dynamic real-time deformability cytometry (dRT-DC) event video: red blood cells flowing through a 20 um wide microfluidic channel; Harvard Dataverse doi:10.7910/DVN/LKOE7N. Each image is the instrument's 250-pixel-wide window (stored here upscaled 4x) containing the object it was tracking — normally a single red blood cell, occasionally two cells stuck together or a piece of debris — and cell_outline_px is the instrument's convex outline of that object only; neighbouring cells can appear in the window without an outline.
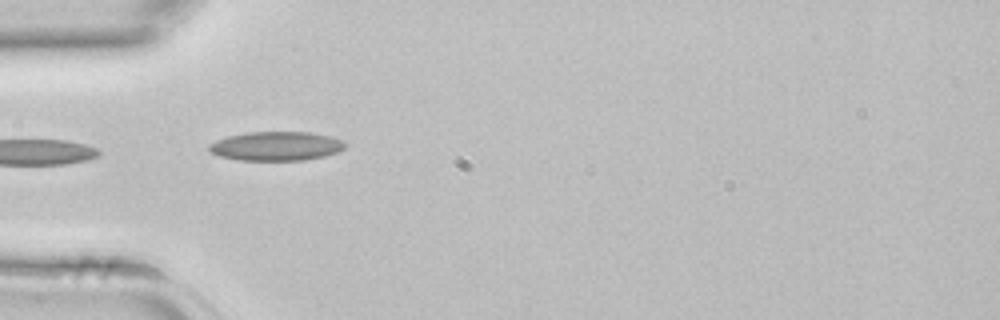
{"species": "common noctule bat (a hibernating species)", "species_latin": "Nyctalus noctula", "temperature_condition": "room temperature", "stored_images_in_passage": 4, "camera_frame_rate_fps": 3000, "um_per_image_px": 0.085, "animal": {"sex": "female", "body_mass_g": 22.7, "forearm_length_mm": 54.2}, "frame": {"image": 1, "passage_image": 4, "time_ms": 1.0, "image_size_px": [1000, 320], "cell_outline_px": [[344, 148], [336, 152], [324, 156], [304, 160], [240, 160], [220, 156], [212, 152], [208, 148], [208, 144], [216, 140], [228, 136], [248, 132], [308, 132], [332, 136], [340, 140], [344, 144]], "centroid_in_image_um": [23.45, 12.41], "position_along_channel_um": 61.5, "area_um2": 22.83}}